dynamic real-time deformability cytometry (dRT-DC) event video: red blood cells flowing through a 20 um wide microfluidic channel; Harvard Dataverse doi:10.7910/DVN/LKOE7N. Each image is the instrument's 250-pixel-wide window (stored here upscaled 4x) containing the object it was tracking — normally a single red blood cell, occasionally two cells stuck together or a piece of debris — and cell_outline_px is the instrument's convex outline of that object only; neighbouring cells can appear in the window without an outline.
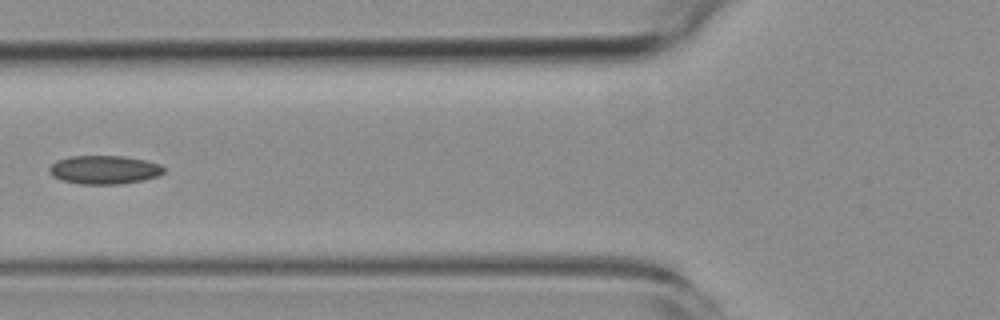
{"species": "common noctule bat (a hibernating species)", "species_latin": "Nyctalus noctula", "temperature_condition": "room temperature", "stored_images_in_passage": 6, "camera_frame_rate_fps": 3000, "um_per_image_px": 0.085, "animal": {"sex": "female", "body_mass_g": 19.3, "forearm_length_mm": 54.1}, "frame": {"image": 1, "passage_image": 5, "time_ms": 4.667, "image_size_px": [1000, 320], "cell_outline_px": [[164, 172], [160, 176], [144, 180], [120, 184], [80, 184], [60, 180], [52, 176], [48, 172], [48, 168], [56, 160], [72, 156], [120, 156], [144, 160], [160, 164], [164, 168]], "centroid_in_image_um": [8.84, 14.44], "position_along_channel_um": 117.0, "area_um2": 19.19}}
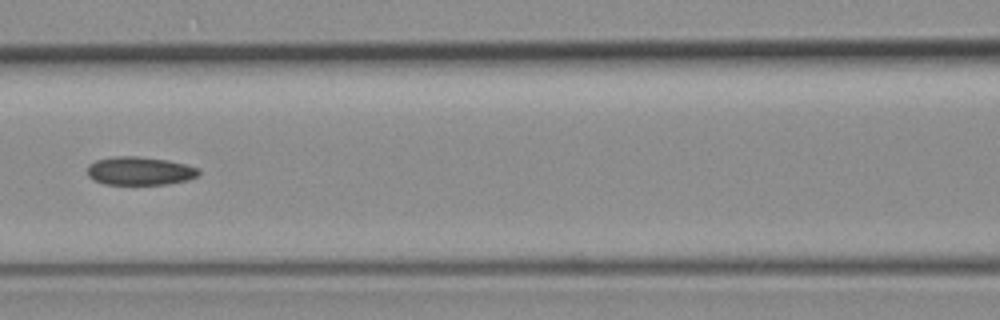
{"frame": {"image": 2, "passage_image": 6, "time_ms": 5.667, "image_size_px": [1000, 320], "cell_outline_px": [[200, 176], [188, 180], [168, 184], [104, 184], [92, 180], [88, 176], [88, 164], [96, 160], [116, 156], [136, 156], [168, 160], [200, 168]], "centroid_in_image_um": [11.9, 14.53], "position_along_channel_um": 154.7, "area_um2": 18.55}}